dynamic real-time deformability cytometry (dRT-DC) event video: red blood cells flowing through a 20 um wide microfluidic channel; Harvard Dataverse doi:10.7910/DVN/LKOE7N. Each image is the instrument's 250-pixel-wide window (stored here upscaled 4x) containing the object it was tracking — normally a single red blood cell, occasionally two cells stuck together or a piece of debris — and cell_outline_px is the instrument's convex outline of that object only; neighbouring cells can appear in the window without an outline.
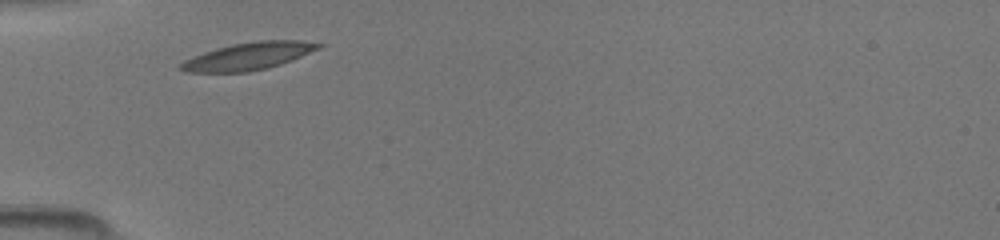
{"species": "common noctule bat (a hibernating species)", "species_latin": "Nyctalus noctula", "temperature_condition": "room temperature", "stored_images_in_passage": 9, "camera_frame_rate_fps": 3000, "um_per_image_px": 0.085, "animal": {"sex": "female", "body_mass_g": 19.5, "forearm_length_mm": 54.1}, "frame": {"image": 1, "passage_image": 1, "time_ms": 0.0, "image_size_px": [1000, 240], "cell_outline_px": [[324, 44], [320, 48], [292, 60], [280, 64], [264, 68], [244, 72], [184, 72], [180, 68], [180, 64], [184, 60], [192, 56], [216, 48], [232, 44], [260, 40], [304, 40]], "centroid_in_image_um": [21.12, 4.76], "position_along_channel_um": 63.9, "area_um2": 21.85}}
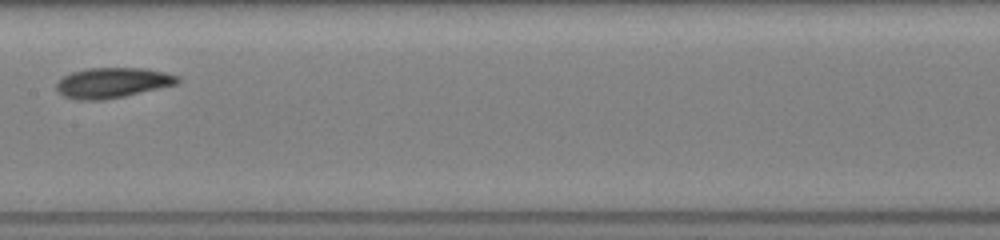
{"frame": {"image": 2, "passage_image": 4, "time_ms": 1.0, "image_size_px": [1000, 240], "cell_outline_px": [[180, 80], [176, 84], [124, 96], [100, 100], [80, 100], [64, 96], [56, 88], [56, 84], [64, 76], [72, 72], [88, 68], [144, 68], [164, 72], [180, 76]], "centroid_in_image_um": [9.57, 7.02], "position_along_channel_um": 197.8, "area_um2": 21.1}}
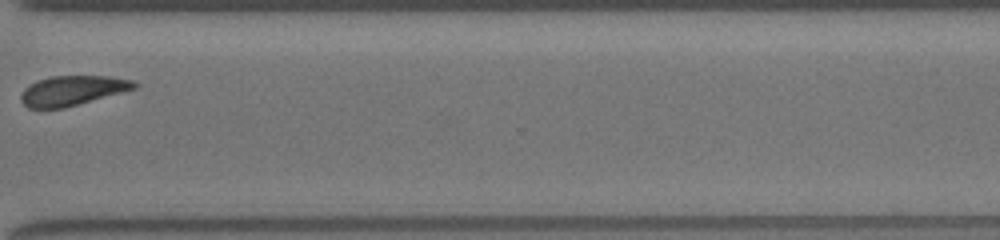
{"frame": {"image": 3, "passage_image": 8, "time_ms": 2.333, "image_size_px": [1000, 240], "cell_outline_px": [[140, 84], [136, 88], [76, 104], [60, 108], [28, 108], [20, 100], [20, 96], [24, 88], [28, 84], [36, 80], [52, 76], [108, 76], [136, 80]], "centroid_in_image_um": [6.14, 7.67], "position_along_channel_um": 364.5, "area_um2": 19.54}}